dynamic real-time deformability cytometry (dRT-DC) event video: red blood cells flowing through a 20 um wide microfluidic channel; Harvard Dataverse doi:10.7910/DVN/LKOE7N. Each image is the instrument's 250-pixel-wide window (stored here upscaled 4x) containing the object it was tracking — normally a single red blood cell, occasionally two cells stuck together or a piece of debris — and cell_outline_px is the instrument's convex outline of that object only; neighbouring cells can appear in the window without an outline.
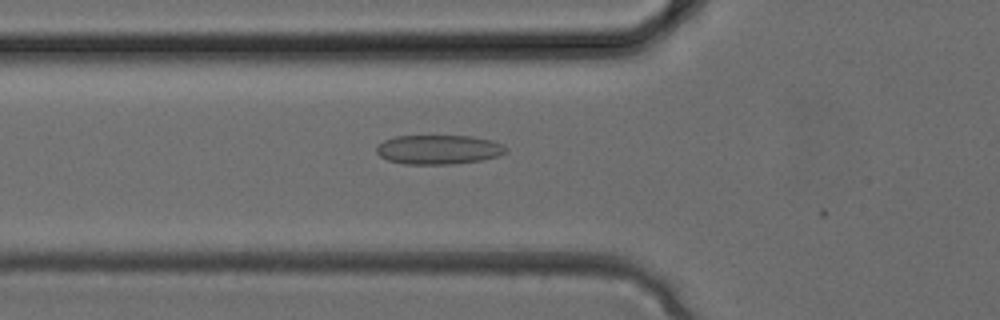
{"species": "common noctule bat (a hibernating species)", "species_latin": "Nyctalus noctula", "temperature_condition": "cold", "stored_images_in_passage": 5, "camera_frame_rate_fps": 3000, "um_per_image_px": 0.085, "animal": {"sex": "female", "body_mass_g": 24.6, "forearm_length_mm": 56.2}, "frame": {"image": 1, "passage_image": 4, "time_ms": 1.0, "image_size_px": [1000, 320], "cell_outline_px": [[508, 152], [500, 156], [480, 160], [452, 164], [404, 164], [388, 160], [380, 156], [376, 152], [376, 148], [384, 140], [396, 136], [472, 136], [492, 140], [508, 148]], "centroid_in_image_um": [37.3, 12.71], "position_along_channel_um": 88.5, "area_um2": 22.14}}